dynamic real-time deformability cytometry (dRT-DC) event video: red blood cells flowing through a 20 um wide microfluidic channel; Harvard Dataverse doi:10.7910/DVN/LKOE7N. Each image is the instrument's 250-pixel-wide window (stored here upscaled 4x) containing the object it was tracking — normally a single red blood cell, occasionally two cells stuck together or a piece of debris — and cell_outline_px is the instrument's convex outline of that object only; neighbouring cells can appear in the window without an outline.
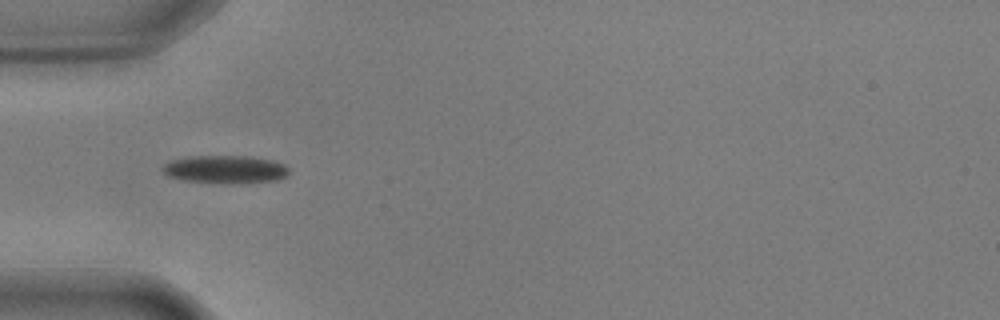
{"species": "common noctule bat (a hibernating species)", "species_latin": "Nyctalus noctula", "temperature_condition": "warm", "stored_images_in_passage": 29, "camera_frame_rate_fps": 3000, "um_per_image_px": 0.085, "animal": {"sex": "male", "body_mass_g": 17.9, "forearm_length_mm": 54.2}, "frame": {"image": 1, "passage_image": 1, "time_ms": 0.0, "image_size_px": [1000, 320], "cell_outline_px": [[288, 172], [284, 176], [276, 180], [244, 184], [224, 184], [184, 180], [168, 176], [160, 168], [164, 164], [172, 160], [188, 156], [252, 156], [272, 160], [284, 164], [288, 168]], "centroid_in_image_um": [19.14, 14.4], "position_along_channel_um": 65.9, "area_um2": 20.87}}
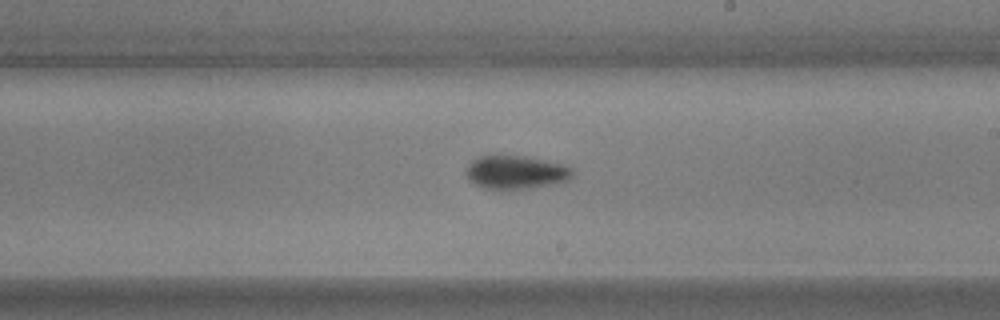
{"frame": {"image": 2, "passage_image": 16, "time_ms": 5.0, "image_size_px": [1000, 320], "cell_outline_px": [[572, 176], [568, 180], [556, 184], [532, 188], [484, 188], [476, 184], [464, 172], [468, 164], [472, 160], [480, 156], [524, 156], [544, 160], [560, 164], [572, 168]], "centroid_in_image_um": [43.86, 14.64], "position_along_channel_um": 245.1, "area_um2": 20.35}}
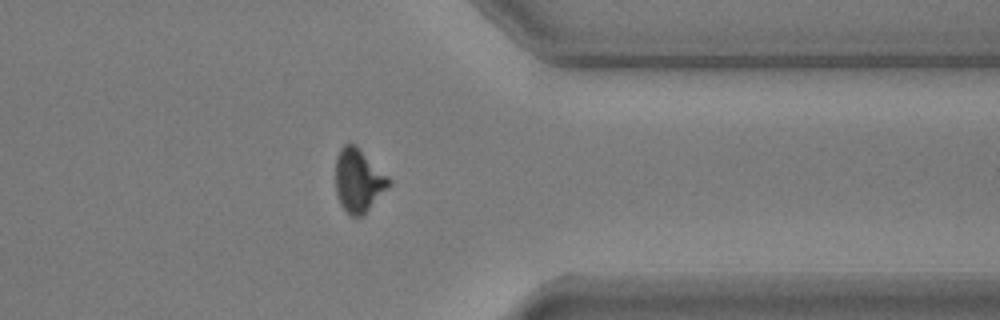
{"frame": {"image": 3, "passage_image": 28, "time_ms": 9.0, "image_size_px": [1000, 320], "cell_outline_px": [[392, 184], [364, 216], [352, 216], [340, 204], [336, 192], [336, 156], [340, 148], [344, 144], [356, 144], [392, 180]], "centroid_in_image_um": [30.5, 15.34], "position_along_channel_um": 380.9, "area_um2": 19.88}, "authors_computed_cell_mechanics": {"area_um2": 20.1722, "velocity_mm_per_s": 3.5881, "shape_relaxation_time_tau1_ms": 3.098, "shape_relaxation_time_tau2_ms": 7.4789, "deformation_change_tau1": 0.1532, "deformation_change_tau2": 0.1265}}